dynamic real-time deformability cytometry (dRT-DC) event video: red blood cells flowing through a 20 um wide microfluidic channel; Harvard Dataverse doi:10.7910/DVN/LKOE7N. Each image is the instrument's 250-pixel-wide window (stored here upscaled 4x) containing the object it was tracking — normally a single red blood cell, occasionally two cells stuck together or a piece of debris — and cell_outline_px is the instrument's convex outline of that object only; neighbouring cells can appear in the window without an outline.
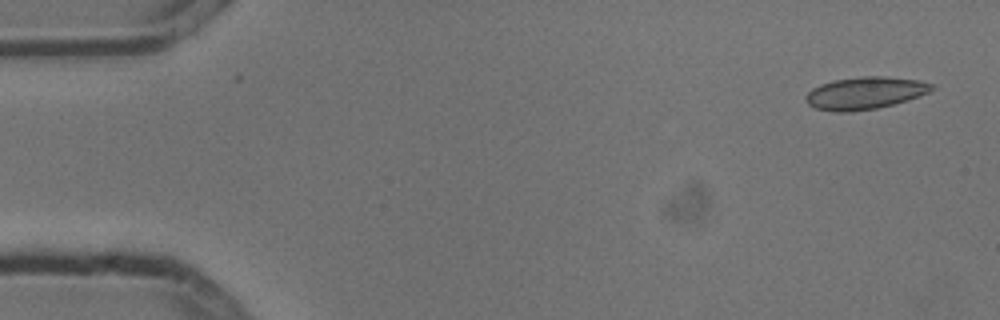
{"species": "common noctule bat (a hibernating species)", "species_latin": "Nyctalus noctula", "temperature_condition": "cold", "stored_images_in_passage": 5, "camera_frame_rate_fps": 3000, "um_per_image_px": 0.085, "animal": {"sex": "male", "body_mass_g": 13.3}, "frame": {"image": 1, "passage_image": 5, "time_ms": 1.333, "image_size_px": [1000, 320], "cell_outline_px": [[936, 88], [928, 92], [908, 100], [876, 108], [848, 112], [836, 112], [816, 108], [808, 104], [804, 100], [804, 96], [812, 88], [820, 84], [832, 80], [864, 76], [884, 76], [916, 80], [936, 84]], "centroid_in_image_um": [73.5, 7.9], "position_along_channel_um": 11.5, "area_um2": 23.76}}